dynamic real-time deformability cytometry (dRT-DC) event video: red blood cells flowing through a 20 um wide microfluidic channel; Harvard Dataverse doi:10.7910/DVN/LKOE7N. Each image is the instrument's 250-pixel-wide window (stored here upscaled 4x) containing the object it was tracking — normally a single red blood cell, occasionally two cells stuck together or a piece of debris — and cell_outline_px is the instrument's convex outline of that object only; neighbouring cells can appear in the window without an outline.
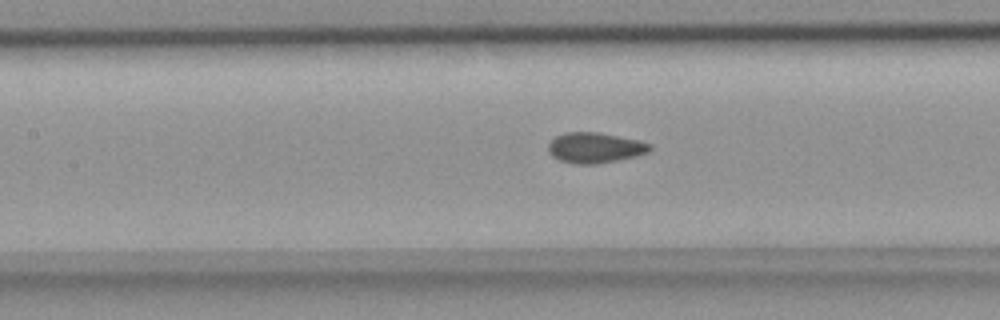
{"species": "common noctule bat (a hibernating species)", "species_latin": "Nyctalus noctula", "temperature_condition": "room temperature", "stored_images_in_passage": 39, "camera_frame_rate_fps": 3000, "um_per_image_px": 0.085, "animal": {"sex": "female", "body_mass_g": 18.4}, "frame": {"image": 1, "passage_image": 15, "time_ms": 4.667, "image_size_px": [1000, 320], "cell_outline_px": [[652, 148], [648, 152], [636, 156], [596, 164], [572, 164], [560, 160], [552, 156], [548, 152], [548, 144], [556, 136], [564, 132], [600, 132], [640, 140], [652, 144]], "centroid_in_image_um": [50.58, 12.55], "position_along_channel_um": 156.8, "area_um2": 18.21}}
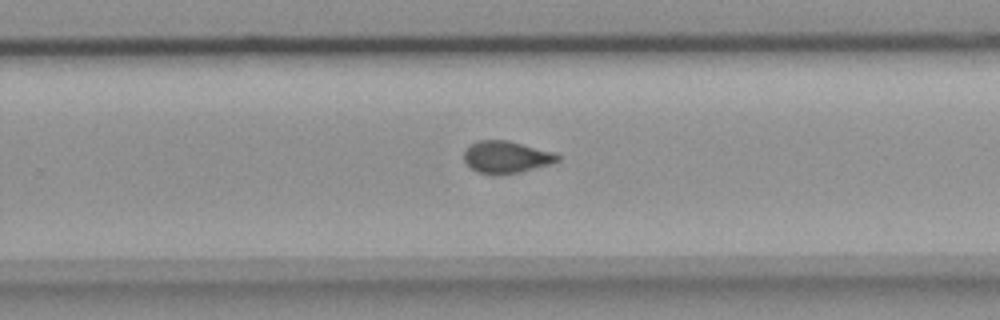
{"frame": {"image": 2, "passage_image": 25, "time_ms": 8.0, "image_size_px": [1000, 320], "cell_outline_px": [[560, 160], [552, 164], [516, 172], [476, 172], [464, 160], [464, 152], [472, 144], [480, 140], [508, 140], [556, 152], [560, 156]], "centroid_in_image_um": [43.1, 13.31], "position_along_channel_um": 286.7, "area_um2": 16.99}}
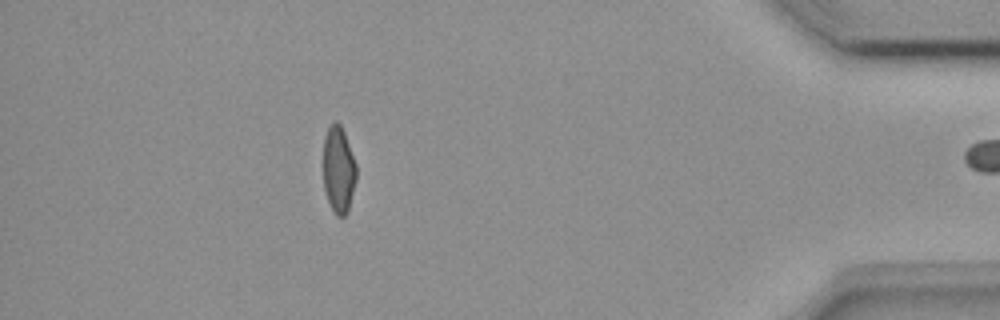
{"frame": {"image": 3, "passage_image": 38, "time_ms": 12.333, "image_size_px": [1000, 320], "cell_outline_px": [[356, 180], [348, 212], [344, 216], [336, 216], [328, 200], [324, 188], [324, 136], [328, 128], [336, 120], [340, 124], [344, 132], [356, 164]], "centroid_in_image_um": [28.78, 14.43], "position_along_channel_um": 406.4, "area_um2": 16.59}, "authors_computed_cell_mechanics": {"area_um2": 17.8024, "velocity_mm_per_s": 3.9164, "shape_relaxation_time_tau1_ms": null, "shape_relaxation_time_tau2_ms": 1.3556, "deformation_change_tau1": null, "deformation_change_tau2": 0.0506}}